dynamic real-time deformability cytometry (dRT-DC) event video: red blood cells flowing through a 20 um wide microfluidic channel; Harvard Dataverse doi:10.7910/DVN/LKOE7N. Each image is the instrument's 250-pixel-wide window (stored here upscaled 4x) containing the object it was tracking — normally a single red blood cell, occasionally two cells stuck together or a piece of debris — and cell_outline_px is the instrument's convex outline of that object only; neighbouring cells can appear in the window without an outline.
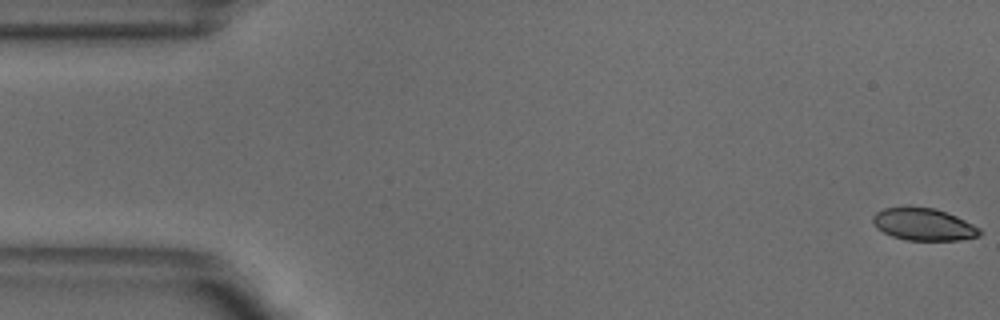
{"species": "common noctule bat (a hibernating species)", "species_latin": "Nyctalus noctula", "temperature_condition": "warm", "stored_images_in_passage": 52, "camera_frame_rate_fps": 3000, "um_per_image_px": 0.085, "animal": {"sex": "male", "body_mass_g": 18.8}, "frame": {"image": 1, "passage_image": 1, "time_ms": 0.0, "image_size_px": [1000, 320], "cell_outline_px": [[980, 236], [960, 240], [904, 240], [892, 236], [876, 228], [872, 220], [872, 216], [876, 212], [884, 208], [904, 204], [908, 204], [936, 208], [956, 216], [980, 228]], "centroid_in_image_um": [78.45, 19.03], "position_along_channel_um": 6.6, "area_um2": 20.63}}
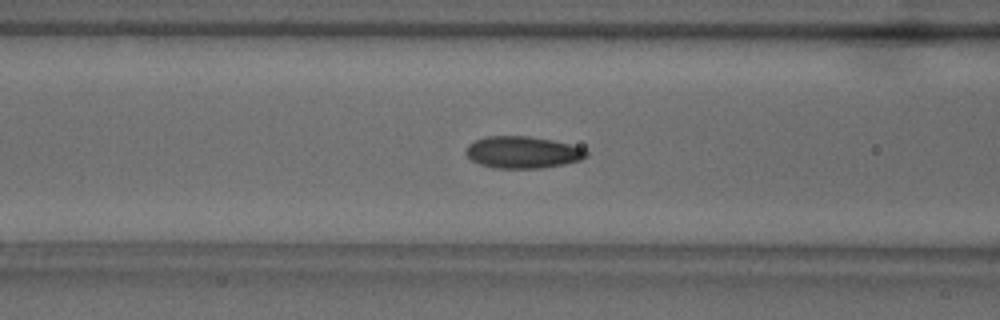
{"frame": {"image": 2, "passage_image": 20, "time_ms": 6.333, "image_size_px": [1000, 320], "cell_outline_px": [[588, 156], [580, 160], [564, 164], [544, 168], [496, 168], [480, 164], [472, 160], [464, 152], [468, 144], [484, 136], [528, 136], [552, 140], [584, 148], [588, 152]], "centroid_in_image_um": [44.42, 12.94], "position_along_channel_um": 122.2, "area_um2": 22.43}}
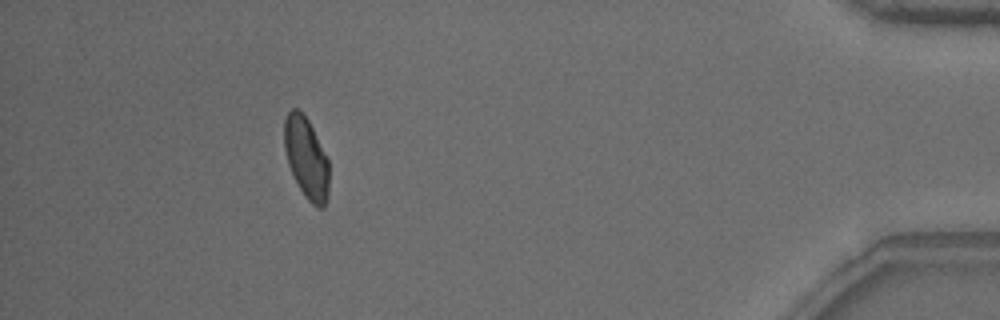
{"frame": {"image": 3, "passage_image": 47, "time_ms": 15.333, "image_size_px": [1000, 320], "cell_outline_px": [[328, 196], [324, 208], [316, 208], [304, 196], [288, 164], [284, 148], [284, 120], [288, 112], [292, 108], [296, 108], [308, 120], [328, 160]], "centroid_in_image_um": [26.03, 13.45], "position_along_channel_um": 409.2, "area_um2": 20.92}, "authors_computed_cell_mechanics": {"area_um2": 21.5016, "velocity_mm_per_s": 3.8728, "shape_relaxation_time_tau1_ms": 4.8085, "shape_relaxation_time_tau2_ms": 1.3155, "deformation_change_tau1": 0.145, "deformation_change_tau2": 0.0559}}